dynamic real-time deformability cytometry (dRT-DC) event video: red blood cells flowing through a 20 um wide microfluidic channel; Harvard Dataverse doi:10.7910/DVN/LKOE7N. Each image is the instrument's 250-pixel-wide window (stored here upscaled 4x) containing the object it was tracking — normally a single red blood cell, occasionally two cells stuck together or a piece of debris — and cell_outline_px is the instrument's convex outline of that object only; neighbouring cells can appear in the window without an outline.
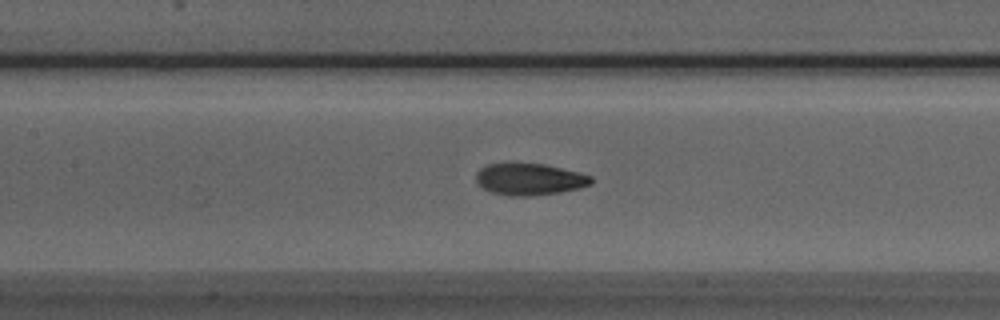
{"species": "Egyptian fruit bat (a non-hibernating species)", "species_latin": "Rousettus aegyptiacus", "temperature_condition": "room temperature", "stored_images_in_passage": 46, "camera_frame_rate_fps": 3000, "um_per_image_px": 0.085, "animal": {"sex": "male"}, "frame": {"image": 1, "passage_image": 23, "time_ms": 7.333, "image_size_px": [1000, 320], "cell_outline_px": [[592, 184], [580, 188], [560, 192], [532, 196], [508, 196], [492, 192], [484, 188], [476, 180], [476, 172], [480, 168], [488, 164], [544, 164], [592, 176]], "centroid_in_image_um": [45.01, 15.25], "position_along_channel_um": 162.4, "area_um2": 21.04}}
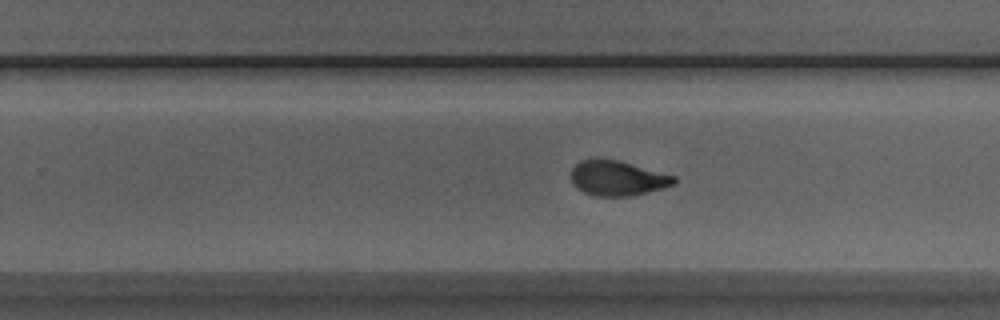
{"frame": {"image": 2, "passage_image": 32, "time_ms": 10.333, "image_size_px": [1000, 320], "cell_outline_px": [[676, 184], [664, 188], [632, 196], [596, 196], [584, 192], [576, 188], [572, 184], [572, 168], [580, 160], [620, 160], [676, 176]], "centroid_in_image_um": [52.52, 15.16], "position_along_channel_um": 277.3, "area_um2": 20.98}}
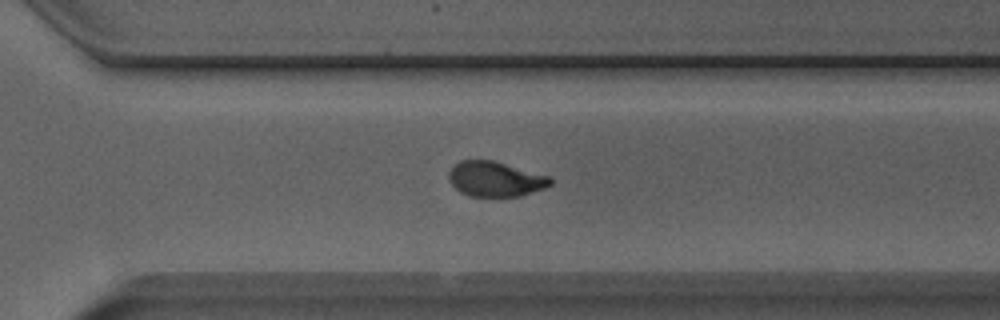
{"frame": {"image": 3, "passage_image": 36, "time_ms": 11.667, "image_size_px": [1000, 320], "cell_outline_px": [[552, 184], [544, 188], [520, 196], [468, 196], [460, 192], [448, 180], [448, 172], [460, 160], [492, 160], [548, 176], [552, 180]], "centroid_in_image_um": [42.07, 15.22], "position_along_channel_um": 328.5, "area_um2": 20.52}, "authors_computed_cell_mechanics": {"area_um2": 21.1259, "velocity_mm_per_s": 3.8485, "shape_relaxation_time_tau1_ms": 3.014, "shape_relaxation_time_tau2_ms": 1.0718, "deformation_change_tau1": 0.158, "deformation_change_tau2": 0.0579}}